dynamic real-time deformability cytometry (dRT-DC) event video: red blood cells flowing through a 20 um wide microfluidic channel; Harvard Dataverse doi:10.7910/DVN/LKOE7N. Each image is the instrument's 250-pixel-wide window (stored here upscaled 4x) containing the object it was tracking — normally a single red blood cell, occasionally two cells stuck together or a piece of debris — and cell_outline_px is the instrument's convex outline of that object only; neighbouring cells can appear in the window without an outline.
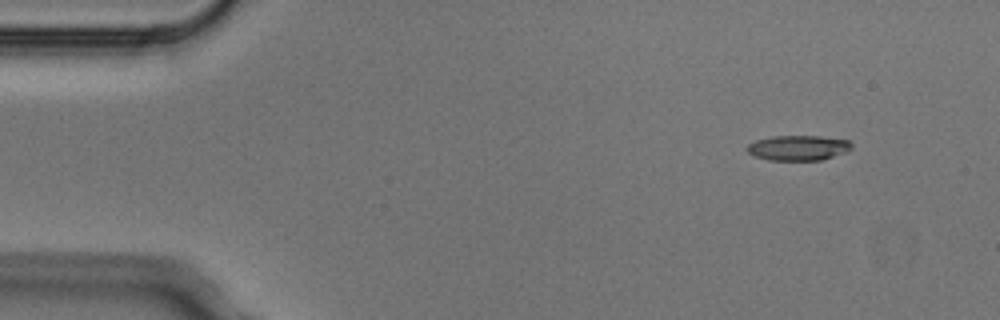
{"species": "Egyptian fruit bat (a non-hibernating species)", "species_latin": "Rousettus aegyptiacus", "temperature_condition": "cold", "stored_images_in_passage": 2, "camera_frame_rate_fps": 3000, "um_per_image_px": 0.085, "animal": {"sex": "male"}, "frame": {"image": 1, "passage_image": 2, "time_ms": 0.333, "image_size_px": [1000, 320], "cell_outline_px": [[852, 148], [848, 152], [820, 160], [768, 160], [752, 156], [744, 148], [748, 144], [756, 140], [772, 136], [820, 136], [848, 140], [852, 144]], "centroid_in_image_um": [67.82, 12.57], "position_along_channel_um": 17.2, "area_um2": 15.49}}